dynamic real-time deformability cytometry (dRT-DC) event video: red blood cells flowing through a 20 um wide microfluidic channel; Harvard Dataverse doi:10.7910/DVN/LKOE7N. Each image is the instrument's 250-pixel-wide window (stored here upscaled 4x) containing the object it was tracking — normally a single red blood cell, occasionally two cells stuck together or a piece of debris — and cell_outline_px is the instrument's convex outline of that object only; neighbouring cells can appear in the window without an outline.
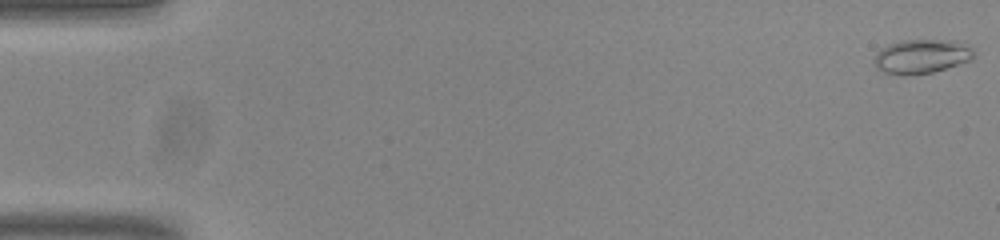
{"species": "common noctule bat (a hibernating species)", "species_latin": "Nyctalus noctula", "temperature_condition": "room temperature", "stored_images_in_passage": 54, "camera_frame_rate_fps": 3000, "um_per_image_px": 0.085, "animal": {"sex": "male", "body_mass_g": 20.0, "forearm_length_mm": 53.3}, "frame": {"image": 1, "passage_image": 1, "time_ms": 0.0, "image_size_px": [1000, 240], "cell_outline_px": [[972, 60], [932, 72], [904, 76], [884, 72], [876, 68], [872, 64], [872, 60], [876, 52], [880, 48], [888, 44], [904, 40], [956, 40], [968, 44], [972, 48]], "centroid_in_image_um": [78.28, 4.79], "position_along_channel_um": 6.7, "area_um2": 20.11}}
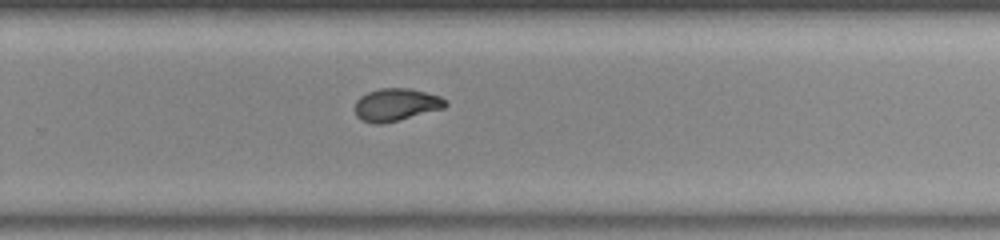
{"frame": {"image": 2, "passage_image": 36, "time_ms": 11.667, "image_size_px": [1000, 240], "cell_outline_px": [[448, 104], [444, 108], [380, 124], [372, 124], [360, 120], [356, 116], [356, 100], [360, 96], [368, 92], [380, 88], [408, 88], [440, 96], [448, 100]], "centroid_in_image_um": [33.65, 8.89], "position_along_channel_um": 296.1, "area_um2": 17.05}}
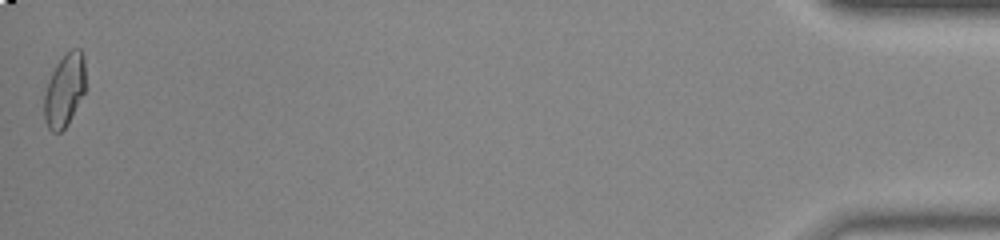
{"frame": {"image": 3, "passage_image": 54, "time_ms": 17.667, "image_size_px": [1000, 240], "cell_outline_px": [[84, 92], [68, 124], [60, 132], [52, 132], [48, 128], [44, 120], [44, 96], [48, 80], [56, 64], [72, 48], [80, 48], [84, 56]], "centroid_in_image_um": [5.46, 7.68], "position_along_channel_um": 429.7, "area_um2": 17.4}, "authors_computed_cell_mechanics": {"area_um2": 17.4267, "velocity_mm_per_s": 3.8211, "shape_relaxation_time_tau1_ms": null, "shape_relaxation_time_tau2_ms": 1.6674, "deformation_change_tau1": null, "deformation_change_tau2": 0.0582}}